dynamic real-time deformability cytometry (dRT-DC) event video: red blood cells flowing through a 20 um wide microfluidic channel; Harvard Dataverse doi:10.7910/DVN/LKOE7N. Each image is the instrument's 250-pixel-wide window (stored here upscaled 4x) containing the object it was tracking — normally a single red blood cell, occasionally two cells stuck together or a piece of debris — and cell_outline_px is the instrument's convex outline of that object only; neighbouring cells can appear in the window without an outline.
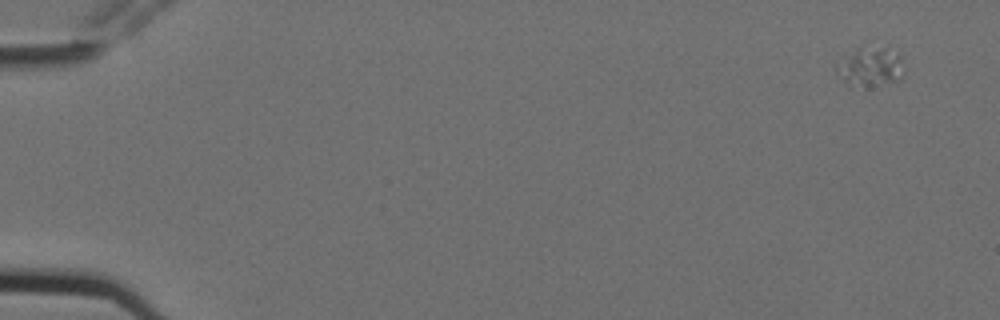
{"species": "Egyptian fruit bat (a non-hibernating species)", "species_latin": "Rousettus aegyptiacus", "temperature_condition": "cold", "stored_images_in_passage": 7, "camera_frame_rate_fps": 3000, "um_per_image_px": 0.085, "animal": {"sex": "female"}, "frame": {"image": 1, "passage_image": 1, "time_ms": 0.0, "image_size_px": [1000, 320], "cell_outline_px": [[904, 76], [900, 80], [872, 84], [864, 84], [844, 80], [836, 72], [836, 64], [860, 44], [888, 44], [900, 56], [904, 72]], "centroid_in_image_um": [74.05, 5.52], "position_along_channel_um": 10.9, "area_um2": 15.49}}
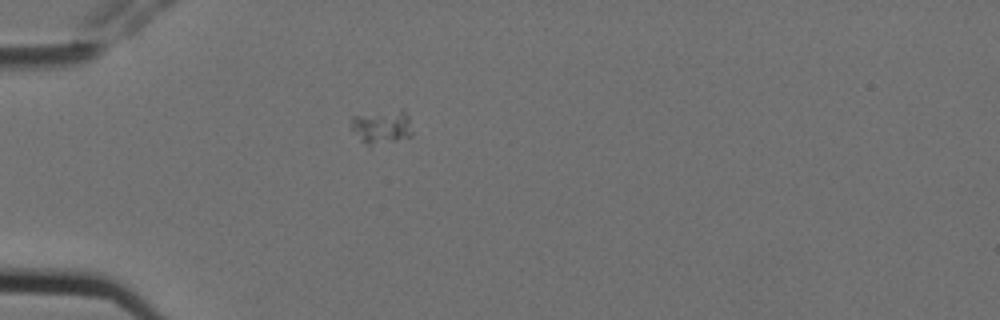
{"frame": {"image": 2, "passage_image": 5, "time_ms": 1.333, "image_size_px": [1000, 320], "cell_outline_px": [[412, 136], [396, 140], [368, 144], [364, 144], [360, 140], [352, 128], [352, 116], [404, 108], [408, 116], [412, 132]], "centroid_in_image_um": [32.48, 10.74], "position_along_channel_um": 52.5, "area_um2": 11.79}}
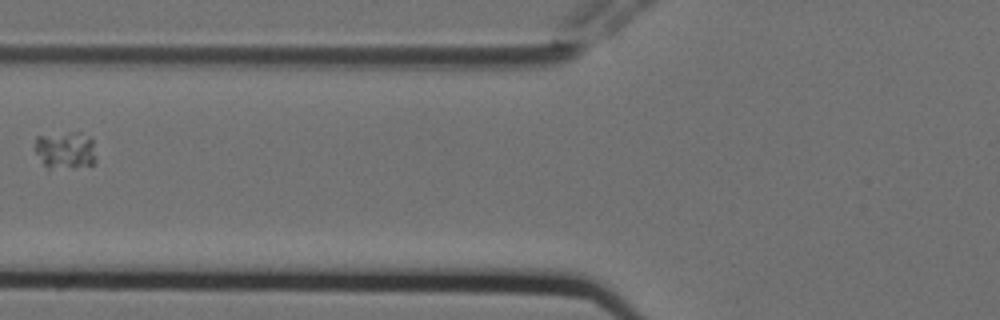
{"frame": {"image": 3, "passage_image": 7, "time_ms": 2.0, "image_size_px": [1000, 320], "cell_outline_px": [[96, 164], [48, 172], [36, 152], [36, 136], [68, 132], [80, 132], [88, 136], [92, 140], [96, 156]], "centroid_in_image_um": [5.56, 12.82], "position_along_channel_um": 120.2, "area_um2": 13.87}}